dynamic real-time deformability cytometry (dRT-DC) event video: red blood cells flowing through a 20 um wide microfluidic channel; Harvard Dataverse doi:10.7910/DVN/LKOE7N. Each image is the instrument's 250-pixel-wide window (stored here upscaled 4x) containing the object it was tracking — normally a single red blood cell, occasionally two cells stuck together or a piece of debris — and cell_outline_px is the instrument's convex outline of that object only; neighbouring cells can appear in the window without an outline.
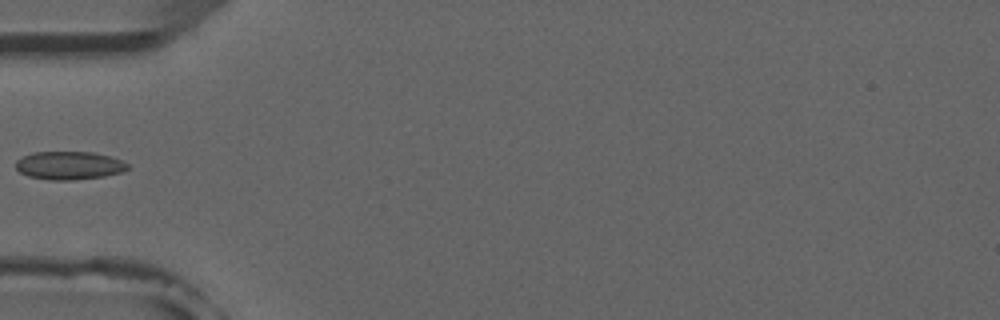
{"species": "common noctule bat (a hibernating species)", "species_latin": "Nyctalus noctula", "temperature_condition": "room temperature", "stored_images_in_passage": 5, "camera_frame_rate_fps": 3000, "um_per_image_px": 0.085, "animal": {"sex": "male", "forearm_length_mm": 52.5}, "frame": {"image": 1, "passage_image": 5, "time_ms": 4.667, "image_size_px": [1000, 320], "cell_outline_px": [[128, 168], [124, 172], [104, 176], [72, 180], [48, 180], [28, 176], [20, 172], [16, 168], [16, 160], [32, 152], [92, 152], [112, 156], [128, 164]], "centroid_in_image_um": [5.88, 14.06], "position_along_channel_um": 79.1, "area_um2": 18.44}}